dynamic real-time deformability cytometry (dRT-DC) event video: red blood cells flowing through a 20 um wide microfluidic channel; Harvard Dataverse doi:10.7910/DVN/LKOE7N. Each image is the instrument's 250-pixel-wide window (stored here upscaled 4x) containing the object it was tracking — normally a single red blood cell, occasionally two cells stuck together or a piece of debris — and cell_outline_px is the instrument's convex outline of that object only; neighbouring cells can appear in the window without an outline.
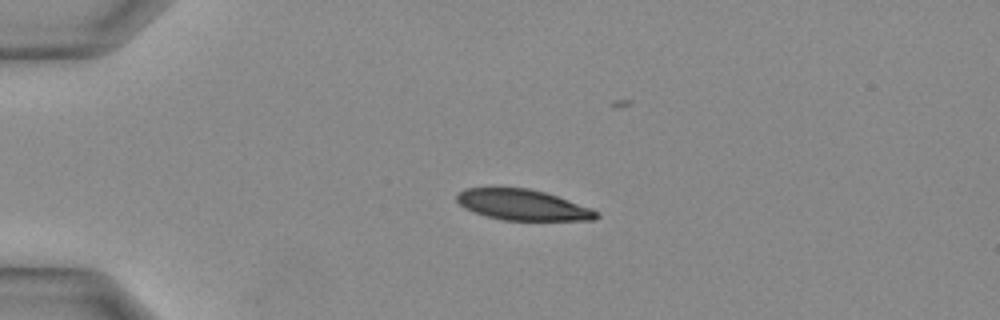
{"species": "Egyptian fruit bat (a non-hibernating species)", "species_latin": "Rousettus aegyptiacus", "temperature_condition": "warm", "stored_images_in_passage": 8, "camera_frame_rate_fps": 3000, "um_per_image_px": 0.085, "animal": {"sex": "female"}, "frame": {"image": 1, "passage_image": 2, "time_ms": 0.333, "image_size_px": [1000, 320], "cell_outline_px": [[600, 216], [596, 220], [504, 220], [488, 216], [464, 208], [456, 200], [456, 196], [464, 188], [528, 188], [544, 192], [592, 208], [600, 212]], "centroid_in_image_um": [44.47, 17.42], "position_along_channel_um": 40.5, "area_um2": 24.8}}
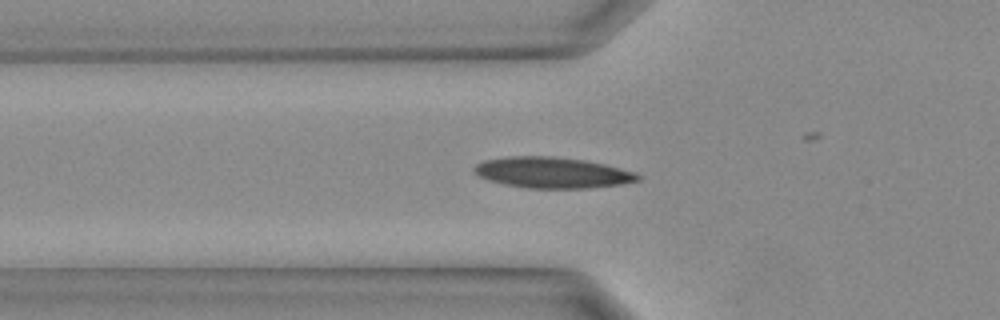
{"frame": {"image": 2, "passage_image": 6, "time_ms": 1.667, "image_size_px": [1000, 320], "cell_outline_px": [[640, 180], [620, 184], [588, 188], [528, 188], [488, 180], [480, 176], [472, 168], [476, 164], [484, 160], [512, 156], [552, 156], [584, 160], [604, 164], [636, 172], [640, 176]], "centroid_in_image_um": [46.96, 14.66], "position_along_channel_um": 78.8, "area_um2": 29.19}}